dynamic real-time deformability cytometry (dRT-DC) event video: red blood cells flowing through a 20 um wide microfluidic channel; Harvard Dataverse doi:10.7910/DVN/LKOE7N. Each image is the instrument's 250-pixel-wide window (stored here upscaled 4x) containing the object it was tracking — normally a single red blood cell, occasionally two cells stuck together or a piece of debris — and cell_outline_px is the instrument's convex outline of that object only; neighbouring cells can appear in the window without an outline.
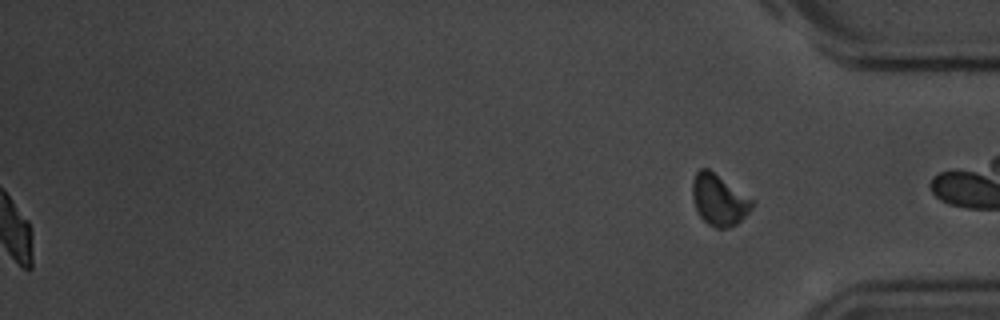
{"species": "common noctule bat (a hibernating species)", "species_latin": "Nyctalus noctula", "temperature_condition": "room temperature", "stored_images_in_passage": 57, "segment_of_instrument_passage": [2, 2], "camera_frame_rate_fps": 3000, "um_per_image_px": 0.085, "animal": {"sex": "male", "body_mass_g": 20.1, "forearm_length_mm": 53.5}, "frame": {"image": 1, "passage_image": 57, "time_ms": 18.667, "image_size_px": [1000, 320], "cell_outline_px": [[756, 204], [736, 224], [728, 228], [716, 228], [708, 224], [700, 216], [692, 200], [692, 180], [696, 172], [700, 168], [708, 168], [756, 200]], "centroid_in_image_um": [61.13, 16.97], "position_along_channel_um": 374.1, "area_um2": 18.03}}